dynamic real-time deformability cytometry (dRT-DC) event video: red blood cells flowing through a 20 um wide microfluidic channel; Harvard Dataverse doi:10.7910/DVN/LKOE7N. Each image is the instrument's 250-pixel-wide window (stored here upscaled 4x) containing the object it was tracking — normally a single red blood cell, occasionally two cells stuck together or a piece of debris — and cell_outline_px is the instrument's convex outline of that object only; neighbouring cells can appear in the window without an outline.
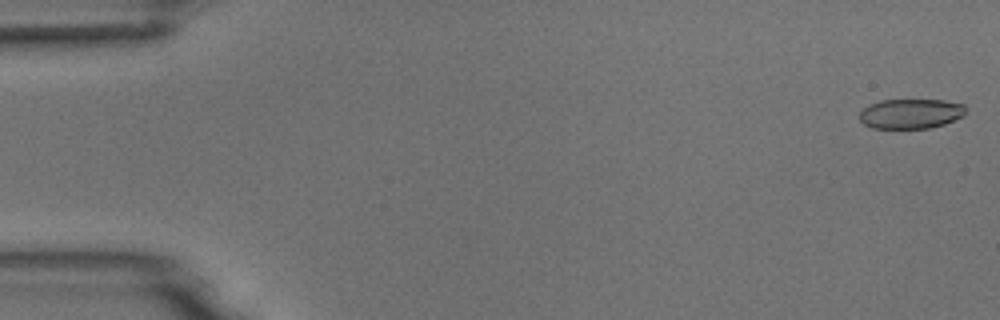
{"species": "common noctule bat (a hibernating species)", "species_latin": "Nyctalus noctula", "temperature_condition": "room temperature", "stored_images_in_passage": 55, "camera_frame_rate_fps": 3000, "um_per_image_px": 0.085, "animal": {"sex": "male", "body_mass_g": 18.8}, "frame": {"image": 1, "passage_image": 1, "time_ms": 0.0, "image_size_px": [1000, 320], "cell_outline_px": [[968, 108], [964, 116], [944, 124], [928, 128], [872, 128], [864, 124], [860, 120], [860, 112], [868, 104], [880, 100], [944, 100], [964, 104]], "centroid_in_image_um": [77.44, 9.65], "position_along_channel_um": 7.6, "area_um2": 18.61}}
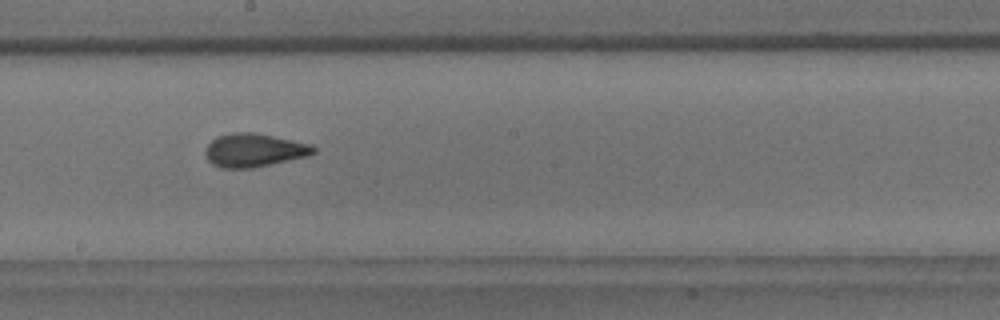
{"frame": {"image": 2, "passage_image": 30, "time_ms": 9.667, "image_size_px": [1000, 320], "cell_outline_px": [[316, 152], [308, 156], [252, 168], [220, 168], [212, 164], [204, 156], [204, 148], [216, 136], [232, 132], [256, 132], [312, 144], [316, 148]], "centroid_in_image_um": [21.57, 12.76], "position_along_channel_um": 226.6, "area_um2": 21.39}}
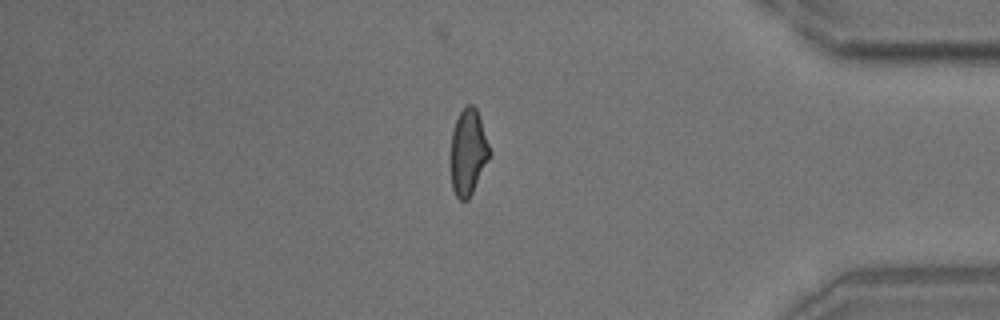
{"frame": {"image": 3, "passage_image": 46, "time_ms": 15.0, "image_size_px": [1000, 320], "cell_outline_px": [[492, 152], [468, 200], [460, 200], [456, 196], [452, 188], [452, 132], [456, 120], [460, 112], [468, 104], [472, 104], [476, 108], [480, 116]], "centroid_in_image_um": [39.82, 12.9], "position_along_channel_um": 395.4, "area_um2": 19.19}, "authors_computed_cell_mechanics": {"area_um2": 20.23, "velocity_mm_per_s": 3.7138, "shape_relaxation_time_tau1_ms": 7.4581, "shape_relaxation_time_tau2_ms": 1.7342, "deformation_change_tau1": 0.1781, "deformation_change_tau2": 0.0774}}